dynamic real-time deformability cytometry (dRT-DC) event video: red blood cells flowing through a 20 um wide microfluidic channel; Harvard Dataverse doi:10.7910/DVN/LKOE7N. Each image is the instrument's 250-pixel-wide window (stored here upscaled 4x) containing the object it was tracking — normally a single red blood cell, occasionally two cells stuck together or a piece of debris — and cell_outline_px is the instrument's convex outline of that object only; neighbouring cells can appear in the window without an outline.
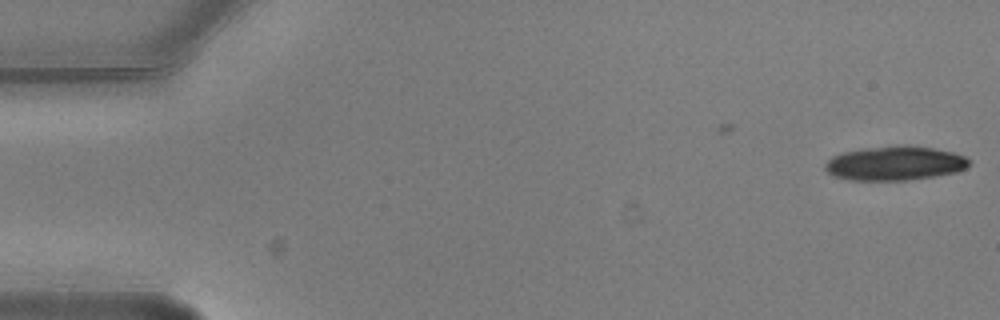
{"species": "common noctule bat (a hibernating species)", "species_latin": "Nyctalus noctula", "temperature_condition": "warm", "stored_images_in_passage": 2, "camera_frame_rate_fps": 3000, "um_per_image_px": 0.085, "animal": {"sex": "male", "body_mass_g": 20.5, "forearm_length_mm": 52.5}, "frame": {"image": 1, "passage_image": 2, "time_ms": 0.333, "image_size_px": [1000, 320], "cell_outline_px": [[972, 160], [964, 168], [956, 172], [936, 176], [908, 180], [848, 180], [832, 176], [824, 168], [824, 164], [832, 156], [844, 152], [868, 148], [932, 148], [952, 152], [964, 156]], "centroid_in_image_um": [76.03, 13.93], "position_along_channel_um": 9.0, "area_um2": 27.8}}